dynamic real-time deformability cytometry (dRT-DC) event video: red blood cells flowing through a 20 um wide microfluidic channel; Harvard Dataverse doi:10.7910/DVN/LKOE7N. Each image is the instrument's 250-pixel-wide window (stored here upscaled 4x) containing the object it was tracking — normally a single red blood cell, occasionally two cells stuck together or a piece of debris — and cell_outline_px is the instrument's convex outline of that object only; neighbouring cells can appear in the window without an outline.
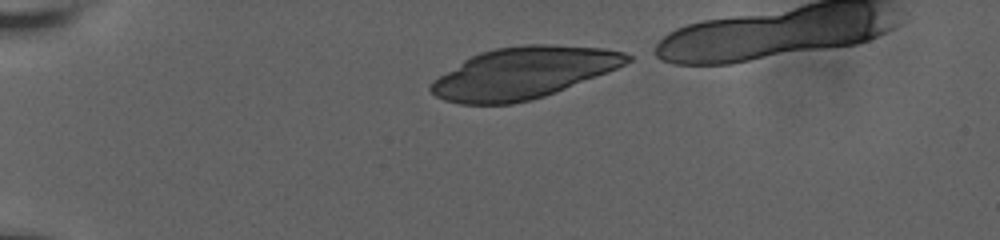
{"species": "human", "species_latin": "Homo sapiens", "temperature_condition": "room temperature", "stored_images_in_passage": 59, "camera_frame_rate_fps": 3000, "um_per_image_px": 0.085, "donor": {"sex": "male"}, "frame": {"image": 1, "passage_image": 1, "time_ms": 0.0, "image_size_px": [1000, 240], "cell_outline_px": [[632, 60], [608, 72], [544, 96], [512, 104], [460, 104], [444, 100], [436, 96], [428, 88], [428, 84], [432, 80], [464, 60], [480, 52], [496, 48], [524, 44], [552, 44], [604, 48], [624, 52], [632, 56]], "centroid_in_image_um": [44.47, 6.19], "position_along_channel_um": 40.5, "area_um2": 58.61}}